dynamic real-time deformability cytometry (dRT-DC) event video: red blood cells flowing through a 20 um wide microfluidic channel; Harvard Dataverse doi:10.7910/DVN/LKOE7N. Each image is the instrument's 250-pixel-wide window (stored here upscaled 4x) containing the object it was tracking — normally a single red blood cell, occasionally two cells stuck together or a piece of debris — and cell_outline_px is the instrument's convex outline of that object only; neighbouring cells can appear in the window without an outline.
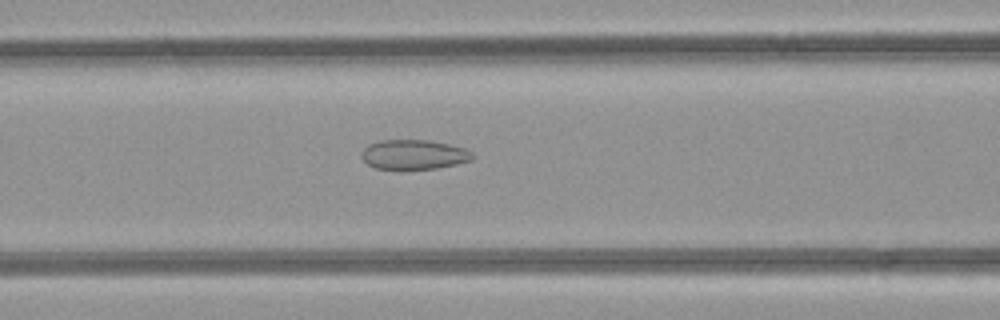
{"species": "common noctule bat (a hibernating species)", "species_latin": "Nyctalus noctula", "temperature_condition": "room temperature", "stored_images_in_passage": 39, "camera_frame_rate_fps": 3000, "um_per_image_px": 0.085, "animal": {"sex": "female", "body_mass_g": 21.9}, "frame": {"image": 1, "passage_image": 21, "time_ms": 6.667, "image_size_px": [1000, 320], "cell_outline_px": [[472, 160], [456, 164], [436, 168], [404, 172], [376, 168], [368, 164], [360, 156], [364, 148], [368, 144], [380, 140], [428, 140], [448, 144], [464, 148], [472, 152]], "centroid_in_image_um": [35.13, 13.17], "position_along_channel_um": 131.5, "area_um2": 19.71}}
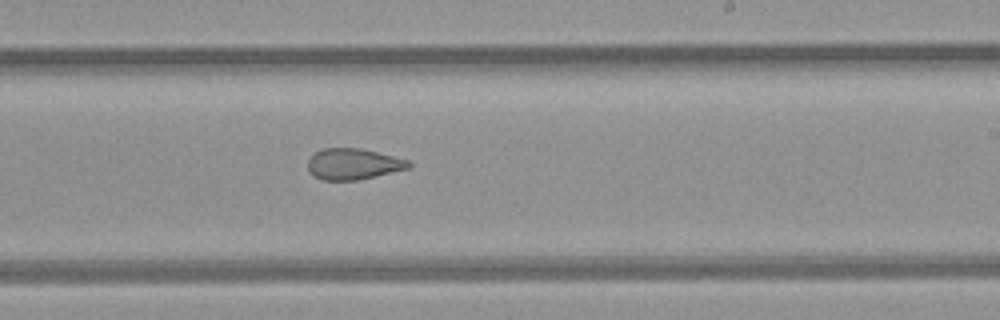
{"frame": {"image": 2, "passage_image": 30, "time_ms": 9.667, "image_size_px": [1000, 320], "cell_outline_px": [[412, 164], [408, 168], [356, 180], [320, 180], [308, 172], [308, 160], [316, 152], [324, 148], [360, 148], [408, 160]], "centroid_in_image_um": [29.97, 13.94], "position_along_channel_um": 259.0, "area_um2": 17.98}}
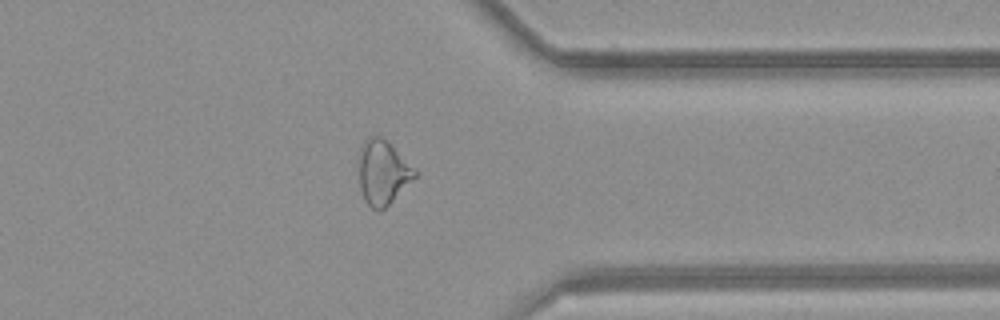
{"frame": {"image": 3, "passage_image": 39, "time_ms": 12.667, "image_size_px": [1000, 320], "cell_outline_px": [[416, 176], [384, 208], [376, 212], [364, 200], [360, 188], [360, 148], [368, 136], [380, 136], [416, 172]], "centroid_in_image_um": [32.48, 14.69], "position_along_channel_um": 378.9, "area_um2": 19.94}, "authors_computed_cell_mechanics": {"area_um2": 20.519, "velocity_mm_per_s": 4.2629, "shape_relaxation_time_tau1_ms": null, "shape_relaxation_time_tau2_ms": 2.1318, "deformation_change_tau1": null, "deformation_change_tau2": 0.1017}}